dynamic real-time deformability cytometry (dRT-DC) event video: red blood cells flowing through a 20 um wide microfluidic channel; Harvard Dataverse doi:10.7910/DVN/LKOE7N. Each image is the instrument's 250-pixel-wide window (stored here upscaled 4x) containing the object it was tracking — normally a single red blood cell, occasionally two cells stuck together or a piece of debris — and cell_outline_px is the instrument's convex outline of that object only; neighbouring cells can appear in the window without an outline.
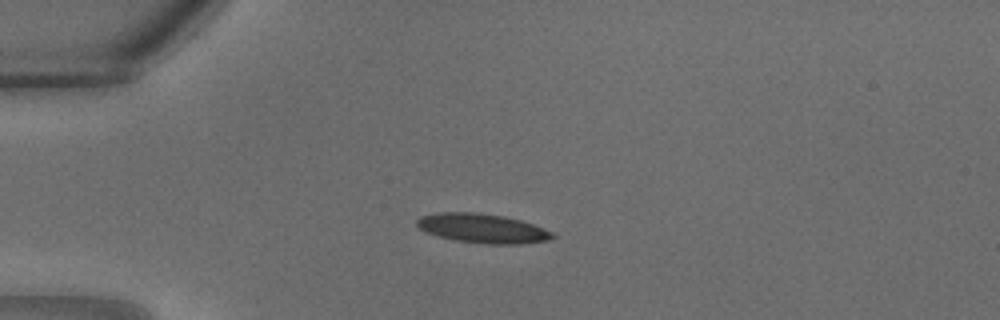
{"species": "common noctule bat (a hibernating species)", "species_latin": "Nyctalus noctula", "temperature_condition": "warm", "stored_images_in_passage": 32, "camera_frame_rate_fps": 3000, "um_per_image_px": 0.085, "animal": {"sex": "male", "body_mass_g": 18.8}, "frame": {"image": 1, "passage_image": 8, "time_ms": 2.333, "image_size_px": [1000, 320], "cell_outline_px": [[556, 236], [552, 240], [520, 244], [488, 244], [456, 240], [440, 236], [428, 232], [420, 228], [416, 224], [416, 220], [420, 216], [440, 212], [480, 212], [504, 216], [520, 220], [532, 224], [552, 232]], "centroid_in_image_um": [41.04, 19.4], "position_along_channel_um": 44.0, "area_um2": 23.06}}
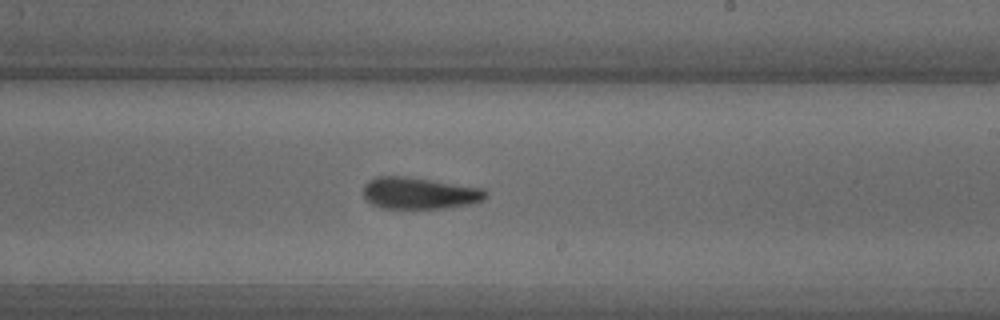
{"frame": {"image": 2, "passage_image": 19, "time_ms": 6.0, "image_size_px": [1000, 320], "cell_outline_px": [[488, 196], [484, 200], [468, 204], [444, 208], [380, 208], [372, 204], [364, 196], [364, 184], [368, 180], [376, 176], [404, 176], [432, 180], [484, 188], [488, 192]], "centroid_in_image_um": [35.66, 16.41], "position_along_channel_um": 253.3, "area_um2": 22.66}}
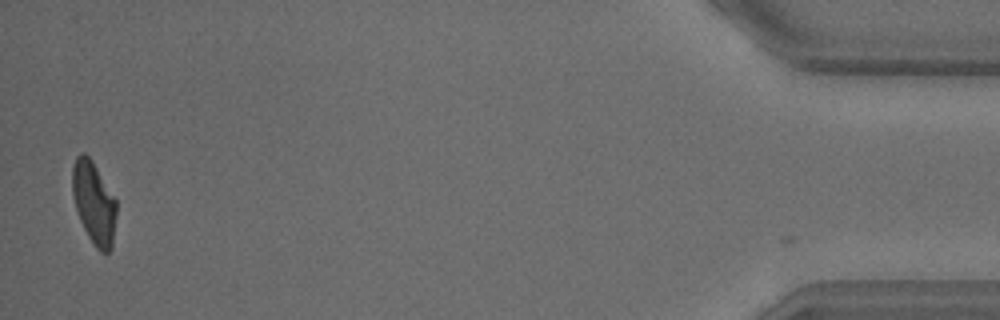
{"frame": {"image": 3, "passage_image": 31, "time_ms": 10.0, "image_size_px": [1000, 320], "cell_outline_px": [[116, 216], [112, 248], [108, 252], [100, 252], [96, 248], [88, 236], [80, 220], [72, 196], [72, 164], [76, 156], [80, 152], [84, 152], [92, 160], [116, 200]], "centroid_in_image_um": [7.97, 17.22], "position_along_channel_um": 427.2, "area_um2": 21.21}}